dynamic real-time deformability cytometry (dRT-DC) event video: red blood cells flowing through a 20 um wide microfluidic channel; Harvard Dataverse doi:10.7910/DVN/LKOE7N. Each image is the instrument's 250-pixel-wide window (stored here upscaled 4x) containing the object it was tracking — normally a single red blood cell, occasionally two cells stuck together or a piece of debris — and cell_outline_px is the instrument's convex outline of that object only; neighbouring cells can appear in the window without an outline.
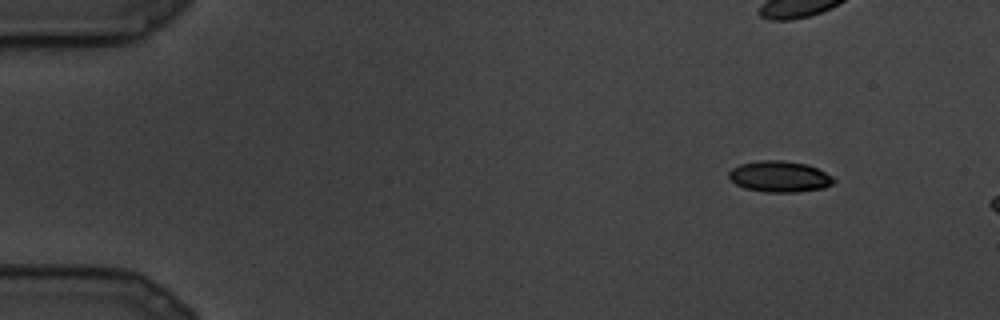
{"species": "common noctule bat (a hibernating species)", "species_latin": "Nyctalus noctula", "temperature_condition": "cold", "stored_images_in_passage": 4, "camera_frame_rate_fps": 3000, "um_per_image_px": 0.085, "animal": {"sex": "male", "body_mass_g": 19.5, "forearm_length_mm": 54.6}, "frame": {"image": 1, "passage_image": 1, "time_ms": 0.0, "image_size_px": [1000, 320], "cell_outline_px": [[836, 180], [832, 184], [824, 188], [796, 192], [764, 192], [744, 188], [736, 184], [728, 176], [728, 172], [732, 168], [740, 164], [756, 160], [784, 160], [808, 164], [832, 176]], "centroid_in_image_um": [66.25, 15.0], "position_along_channel_um": 18.7, "area_um2": 19.13}}